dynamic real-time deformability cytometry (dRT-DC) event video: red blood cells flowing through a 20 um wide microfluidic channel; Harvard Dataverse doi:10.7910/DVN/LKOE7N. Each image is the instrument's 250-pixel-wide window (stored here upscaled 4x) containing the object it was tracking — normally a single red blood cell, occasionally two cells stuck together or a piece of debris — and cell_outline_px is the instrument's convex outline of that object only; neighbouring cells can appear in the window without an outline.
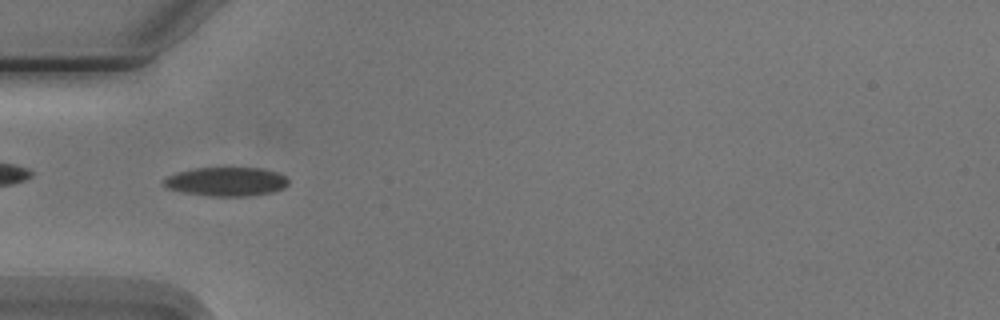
{"species": "Egyptian fruit bat (a non-hibernating species)", "species_latin": "Rousettus aegyptiacus", "temperature_condition": "cold", "stored_images_in_passage": 6, "camera_frame_rate_fps": 3000, "um_per_image_px": 0.085, "animal": {"sex": "male"}, "frame": {"image": 1, "passage_image": 6, "time_ms": 5.667, "image_size_px": [1000, 320], "cell_outline_px": [[288, 184], [284, 188], [272, 192], [248, 196], [208, 196], [184, 192], [168, 188], [160, 180], [176, 172], [196, 168], [260, 168], [276, 172], [284, 176], [288, 180]], "centroid_in_image_um": [19.22, 15.44], "position_along_channel_um": 65.8, "area_um2": 20.92}}